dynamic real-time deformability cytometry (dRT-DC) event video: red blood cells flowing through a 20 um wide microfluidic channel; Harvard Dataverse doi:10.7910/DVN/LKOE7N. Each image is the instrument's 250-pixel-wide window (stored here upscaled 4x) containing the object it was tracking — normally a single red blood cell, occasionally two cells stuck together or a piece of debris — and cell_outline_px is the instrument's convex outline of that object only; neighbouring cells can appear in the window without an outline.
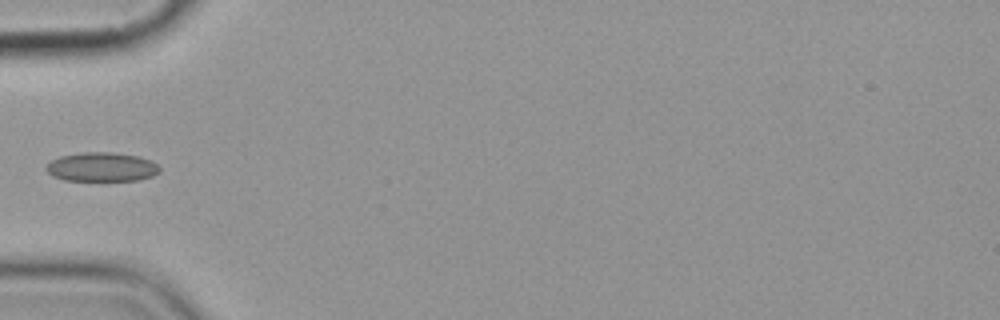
{"species": "common noctule bat (a hibernating species)", "species_latin": "Nyctalus noctula", "temperature_condition": "cold", "stored_images_in_passage": 4, "camera_frame_rate_fps": 3000, "um_per_image_px": 0.085, "animal": {"sex": "female", "body_mass_g": 19.9}, "frame": {"image": 1, "passage_image": 4, "time_ms": 3.333, "image_size_px": [1000, 320], "cell_outline_px": [[160, 172], [152, 176], [140, 180], [64, 180], [52, 176], [44, 168], [52, 160], [60, 156], [84, 152], [112, 152], [136, 156], [148, 160], [156, 164], [160, 168]], "centroid_in_image_um": [8.63, 14.19], "position_along_channel_um": 76.4, "area_um2": 19.07}}